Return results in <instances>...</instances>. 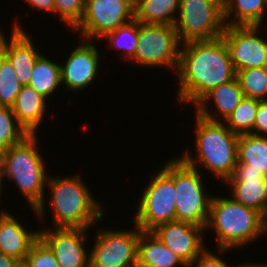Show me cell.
Masks as SVG:
<instances>
[{"mask_svg": "<svg viewBox=\"0 0 267 267\" xmlns=\"http://www.w3.org/2000/svg\"><path fill=\"white\" fill-rule=\"evenodd\" d=\"M180 104L195 105L207 92L236 78L222 37L181 44L176 71Z\"/></svg>", "mask_w": 267, "mask_h": 267, "instance_id": "1", "label": "cell"}, {"mask_svg": "<svg viewBox=\"0 0 267 267\" xmlns=\"http://www.w3.org/2000/svg\"><path fill=\"white\" fill-rule=\"evenodd\" d=\"M37 134L27 135L21 142L12 145L0 154V166L4 178H9L27 201L38 220H45V191L49 173L43 154L39 152ZM38 145V146H37ZM38 148V149H37ZM46 164V165H45ZM46 213V215H45Z\"/></svg>", "mask_w": 267, "mask_h": 267, "instance_id": "2", "label": "cell"}, {"mask_svg": "<svg viewBox=\"0 0 267 267\" xmlns=\"http://www.w3.org/2000/svg\"><path fill=\"white\" fill-rule=\"evenodd\" d=\"M195 119L196 155L186 149L179 157L189 166L198 169L199 165L225 182L232 176L238 161L239 135L233 133L223 122L209 121L196 113Z\"/></svg>", "mask_w": 267, "mask_h": 267, "instance_id": "3", "label": "cell"}, {"mask_svg": "<svg viewBox=\"0 0 267 267\" xmlns=\"http://www.w3.org/2000/svg\"><path fill=\"white\" fill-rule=\"evenodd\" d=\"M50 175L46 187L51 195L46 201H49L48 207L53 215L51 225L90 229L104 219L102 205L90 193L80 174L66 177Z\"/></svg>", "mask_w": 267, "mask_h": 267, "instance_id": "4", "label": "cell"}, {"mask_svg": "<svg viewBox=\"0 0 267 267\" xmlns=\"http://www.w3.org/2000/svg\"><path fill=\"white\" fill-rule=\"evenodd\" d=\"M214 230L216 248L240 250L265 232V217L257 210L234 201L230 196H213L205 230ZM211 228V229H210Z\"/></svg>", "mask_w": 267, "mask_h": 267, "instance_id": "5", "label": "cell"}, {"mask_svg": "<svg viewBox=\"0 0 267 267\" xmlns=\"http://www.w3.org/2000/svg\"><path fill=\"white\" fill-rule=\"evenodd\" d=\"M152 174L150 182L140 195L137 212L133 219L142 231H152L158 225L176 220L173 158Z\"/></svg>", "mask_w": 267, "mask_h": 267, "instance_id": "6", "label": "cell"}, {"mask_svg": "<svg viewBox=\"0 0 267 267\" xmlns=\"http://www.w3.org/2000/svg\"><path fill=\"white\" fill-rule=\"evenodd\" d=\"M200 169L186 164L180 157L173 158L176 220L206 227L213 195L206 194Z\"/></svg>", "mask_w": 267, "mask_h": 267, "instance_id": "7", "label": "cell"}, {"mask_svg": "<svg viewBox=\"0 0 267 267\" xmlns=\"http://www.w3.org/2000/svg\"><path fill=\"white\" fill-rule=\"evenodd\" d=\"M174 27L181 43L220 38L226 27L223 0H179Z\"/></svg>", "mask_w": 267, "mask_h": 267, "instance_id": "8", "label": "cell"}, {"mask_svg": "<svg viewBox=\"0 0 267 267\" xmlns=\"http://www.w3.org/2000/svg\"><path fill=\"white\" fill-rule=\"evenodd\" d=\"M181 42L173 25L139 22V39L130 61L146 68L165 67L175 73L179 64Z\"/></svg>", "mask_w": 267, "mask_h": 267, "instance_id": "9", "label": "cell"}, {"mask_svg": "<svg viewBox=\"0 0 267 267\" xmlns=\"http://www.w3.org/2000/svg\"><path fill=\"white\" fill-rule=\"evenodd\" d=\"M132 227V230L99 227L93 239L95 243L89 249L90 267H137L138 238L142 230L135 223Z\"/></svg>", "mask_w": 267, "mask_h": 267, "instance_id": "10", "label": "cell"}, {"mask_svg": "<svg viewBox=\"0 0 267 267\" xmlns=\"http://www.w3.org/2000/svg\"><path fill=\"white\" fill-rule=\"evenodd\" d=\"M135 19L132 0H87L80 23L73 29L81 39L94 41ZM101 38V39H100ZM94 39V40H93Z\"/></svg>", "mask_w": 267, "mask_h": 267, "instance_id": "11", "label": "cell"}, {"mask_svg": "<svg viewBox=\"0 0 267 267\" xmlns=\"http://www.w3.org/2000/svg\"><path fill=\"white\" fill-rule=\"evenodd\" d=\"M259 25L226 26L221 36L235 71L267 67V40Z\"/></svg>", "mask_w": 267, "mask_h": 267, "instance_id": "12", "label": "cell"}, {"mask_svg": "<svg viewBox=\"0 0 267 267\" xmlns=\"http://www.w3.org/2000/svg\"><path fill=\"white\" fill-rule=\"evenodd\" d=\"M81 40L80 45H76V48L69 52L70 55L65 62L60 64L61 85H65L67 91L73 93H80L93 85L101 65L99 48L92 43L93 41Z\"/></svg>", "mask_w": 267, "mask_h": 267, "instance_id": "13", "label": "cell"}, {"mask_svg": "<svg viewBox=\"0 0 267 267\" xmlns=\"http://www.w3.org/2000/svg\"><path fill=\"white\" fill-rule=\"evenodd\" d=\"M53 229V230H52ZM39 229L40 238L54 252L60 267H90L85 228L53 227Z\"/></svg>", "mask_w": 267, "mask_h": 267, "instance_id": "14", "label": "cell"}, {"mask_svg": "<svg viewBox=\"0 0 267 267\" xmlns=\"http://www.w3.org/2000/svg\"><path fill=\"white\" fill-rule=\"evenodd\" d=\"M204 231V227L177 220L160 224L152 230L187 267L207 249Z\"/></svg>", "mask_w": 267, "mask_h": 267, "instance_id": "15", "label": "cell"}, {"mask_svg": "<svg viewBox=\"0 0 267 267\" xmlns=\"http://www.w3.org/2000/svg\"><path fill=\"white\" fill-rule=\"evenodd\" d=\"M18 21L19 19L14 20L15 23L12 24L10 38H6L4 31L0 29V51L12 64L19 82L26 86L41 51L32 42V34L26 32Z\"/></svg>", "mask_w": 267, "mask_h": 267, "instance_id": "16", "label": "cell"}, {"mask_svg": "<svg viewBox=\"0 0 267 267\" xmlns=\"http://www.w3.org/2000/svg\"><path fill=\"white\" fill-rule=\"evenodd\" d=\"M243 91L240 88V84L237 78L213 88L207 92L195 105V113L200 117L213 121L224 122L226 118L232 113V111L239 105L243 99ZM213 101V107L216 113L215 115L210 110L209 106ZM209 103V104H208Z\"/></svg>", "mask_w": 267, "mask_h": 267, "instance_id": "17", "label": "cell"}, {"mask_svg": "<svg viewBox=\"0 0 267 267\" xmlns=\"http://www.w3.org/2000/svg\"><path fill=\"white\" fill-rule=\"evenodd\" d=\"M10 212L0 215V253L23 263L33 244L40 238L39 229L28 231Z\"/></svg>", "mask_w": 267, "mask_h": 267, "instance_id": "18", "label": "cell"}, {"mask_svg": "<svg viewBox=\"0 0 267 267\" xmlns=\"http://www.w3.org/2000/svg\"><path fill=\"white\" fill-rule=\"evenodd\" d=\"M47 102L49 100L28 85L22 86L17 94L11 108L18 123L28 134H37L43 118H46L44 116H46L45 111L47 112Z\"/></svg>", "mask_w": 267, "mask_h": 267, "instance_id": "19", "label": "cell"}, {"mask_svg": "<svg viewBox=\"0 0 267 267\" xmlns=\"http://www.w3.org/2000/svg\"><path fill=\"white\" fill-rule=\"evenodd\" d=\"M187 267L152 231H142L138 238L137 267Z\"/></svg>", "mask_w": 267, "mask_h": 267, "instance_id": "20", "label": "cell"}, {"mask_svg": "<svg viewBox=\"0 0 267 267\" xmlns=\"http://www.w3.org/2000/svg\"><path fill=\"white\" fill-rule=\"evenodd\" d=\"M265 10L267 11V0H223L226 26H263L264 16H267Z\"/></svg>", "mask_w": 267, "mask_h": 267, "instance_id": "21", "label": "cell"}, {"mask_svg": "<svg viewBox=\"0 0 267 267\" xmlns=\"http://www.w3.org/2000/svg\"><path fill=\"white\" fill-rule=\"evenodd\" d=\"M230 185V197L267 216V179H244L243 181H225Z\"/></svg>", "mask_w": 267, "mask_h": 267, "instance_id": "22", "label": "cell"}, {"mask_svg": "<svg viewBox=\"0 0 267 267\" xmlns=\"http://www.w3.org/2000/svg\"><path fill=\"white\" fill-rule=\"evenodd\" d=\"M178 9L179 0H139L134 5L135 19L145 24L174 26Z\"/></svg>", "mask_w": 267, "mask_h": 267, "instance_id": "23", "label": "cell"}, {"mask_svg": "<svg viewBox=\"0 0 267 267\" xmlns=\"http://www.w3.org/2000/svg\"><path fill=\"white\" fill-rule=\"evenodd\" d=\"M60 84H62L60 64L49 60V57L46 58V54H41L34 64L28 86L48 100L61 86Z\"/></svg>", "mask_w": 267, "mask_h": 267, "instance_id": "24", "label": "cell"}, {"mask_svg": "<svg viewBox=\"0 0 267 267\" xmlns=\"http://www.w3.org/2000/svg\"><path fill=\"white\" fill-rule=\"evenodd\" d=\"M237 156V163H245L247 169L260 170L267 177V137L239 135Z\"/></svg>", "mask_w": 267, "mask_h": 267, "instance_id": "25", "label": "cell"}, {"mask_svg": "<svg viewBox=\"0 0 267 267\" xmlns=\"http://www.w3.org/2000/svg\"><path fill=\"white\" fill-rule=\"evenodd\" d=\"M109 49H117L121 51L124 60L131 61L134 56L138 45L139 39V22L133 19L131 22L120 26L115 31L109 32L103 38Z\"/></svg>", "mask_w": 267, "mask_h": 267, "instance_id": "26", "label": "cell"}, {"mask_svg": "<svg viewBox=\"0 0 267 267\" xmlns=\"http://www.w3.org/2000/svg\"><path fill=\"white\" fill-rule=\"evenodd\" d=\"M259 101V99L243 97L223 123L237 135L252 134Z\"/></svg>", "mask_w": 267, "mask_h": 267, "instance_id": "27", "label": "cell"}, {"mask_svg": "<svg viewBox=\"0 0 267 267\" xmlns=\"http://www.w3.org/2000/svg\"><path fill=\"white\" fill-rule=\"evenodd\" d=\"M244 97L267 100V67L236 71Z\"/></svg>", "mask_w": 267, "mask_h": 267, "instance_id": "28", "label": "cell"}, {"mask_svg": "<svg viewBox=\"0 0 267 267\" xmlns=\"http://www.w3.org/2000/svg\"><path fill=\"white\" fill-rule=\"evenodd\" d=\"M27 135L18 123L11 107L0 106V154L21 142Z\"/></svg>", "mask_w": 267, "mask_h": 267, "instance_id": "29", "label": "cell"}, {"mask_svg": "<svg viewBox=\"0 0 267 267\" xmlns=\"http://www.w3.org/2000/svg\"><path fill=\"white\" fill-rule=\"evenodd\" d=\"M22 86L12 64L0 51V106L12 107Z\"/></svg>", "mask_w": 267, "mask_h": 267, "instance_id": "30", "label": "cell"}, {"mask_svg": "<svg viewBox=\"0 0 267 267\" xmlns=\"http://www.w3.org/2000/svg\"><path fill=\"white\" fill-rule=\"evenodd\" d=\"M54 18L57 15L71 31L80 23L85 9V0H53Z\"/></svg>", "mask_w": 267, "mask_h": 267, "instance_id": "31", "label": "cell"}, {"mask_svg": "<svg viewBox=\"0 0 267 267\" xmlns=\"http://www.w3.org/2000/svg\"><path fill=\"white\" fill-rule=\"evenodd\" d=\"M26 267H60L54 252L39 238L23 261Z\"/></svg>", "mask_w": 267, "mask_h": 267, "instance_id": "32", "label": "cell"}, {"mask_svg": "<svg viewBox=\"0 0 267 267\" xmlns=\"http://www.w3.org/2000/svg\"><path fill=\"white\" fill-rule=\"evenodd\" d=\"M228 249H217V255L207 248L200 256H198L188 267H239L237 265H229L222 259L221 254L227 253ZM220 254V255H219Z\"/></svg>", "mask_w": 267, "mask_h": 267, "instance_id": "33", "label": "cell"}, {"mask_svg": "<svg viewBox=\"0 0 267 267\" xmlns=\"http://www.w3.org/2000/svg\"><path fill=\"white\" fill-rule=\"evenodd\" d=\"M252 135L267 137V100H260Z\"/></svg>", "mask_w": 267, "mask_h": 267, "instance_id": "34", "label": "cell"}, {"mask_svg": "<svg viewBox=\"0 0 267 267\" xmlns=\"http://www.w3.org/2000/svg\"><path fill=\"white\" fill-rule=\"evenodd\" d=\"M244 179H267L260 170L247 169V164L237 163L233 174L226 181H243Z\"/></svg>", "mask_w": 267, "mask_h": 267, "instance_id": "35", "label": "cell"}, {"mask_svg": "<svg viewBox=\"0 0 267 267\" xmlns=\"http://www.w3.org/2000/svg\"><path fill=\"white\" fill-rule=\"evenodd\" d=\"M27 4V6L31 7L30 10L35 11H45L52 13L51 15H54V2L53 0H22Z\"/></svg>", "mask_w": 267, "mask_h": 267, "instance_id": "36", "label": "cell"}, {"mask_svg": "<svg viewBox=\"0 0 267 267\" xmlns=\"http://www.w3.org/2000/svg\"><path fill=\"white\" fill-rule=\"evenodd\" d=\"M19 263L15 258L0 253V267H16Z\"/></svg>", "mask_w": 267, "mask_h": 267, "instance_id": "37", "label": "cell"}, {"mask_svg": "<svg viewBox=\"0 0 267 267\" xmlns=\"http://www.w3.org/2000/svg\"><path fill=\"white\" fill-rule=\"evenodd\" d=\"M4 180L6 181V179L4 178V175H3V170H2V168H1V166H0V205H1V202H2V201H1V198H2V196H3V195H2V194H3V193H2V192H3L2 189H3V186H5V185L3 184V183H4ZM0 208H1V207H0ZM1 210H2V211H1ZM1 210H0V215H1V214L8 213V212H7V209H5V210H6V211H5L4 208H3V209L1 208Z\"/></svg>", "mask_w": 267, "mask_h": 267, "instance_id": "38", "label": "cell"}, {"mask_svg": "<svg viewBox=\"0 0 267 267\" xmlns=\"http://www.w3.org/2000/svg\"><path fill=\"white\" fill-rule=\"evenodd\" d=\"M239 267H267V263H248V262H244V263H241V264H239Z\"/></svg>", "mask_w": 267, "mask_h": 267, "instance_id": "39", "label": "cell"}, {"mask_svg": "<svg viewBox=\"0 0 267 267\" xmlns=\"http://www.w3.org/2000/svg\"><path fill=\"white\" fill-rule=\"evenodd\" d=\"M265 232L267 233V216L265 217Z\"/></svg>", "mask_w": 267, "mask_h": 267, "instance_id": "40", "label": "cell"}, {"mask_svg": "<svg viewBox=\"0 0 267 267\" xmlns=\"http://www.w3.org/2000/svg\"><path fill=\"white\" fill-rule=\"evenodd\" d=\"M16 267H26L24 263H19Z\"/></svg>", "mask_w": 267, "mask_h": 267, "instance_id": "41", "label": "cell"}, {"mask_svg": "<svg viewBox=\"0 0 267 267\" xmlns=\"http://www.w3.org/2000/svg\"><path fill=\"white\" fill-rule=\"evenodd\" d=\"M134 5L139 1V0H132Z\"/></svg>", "mask_w": 267, "mask_h": 267, "instance_id": "42", "label": "cell"}]
</instances>
